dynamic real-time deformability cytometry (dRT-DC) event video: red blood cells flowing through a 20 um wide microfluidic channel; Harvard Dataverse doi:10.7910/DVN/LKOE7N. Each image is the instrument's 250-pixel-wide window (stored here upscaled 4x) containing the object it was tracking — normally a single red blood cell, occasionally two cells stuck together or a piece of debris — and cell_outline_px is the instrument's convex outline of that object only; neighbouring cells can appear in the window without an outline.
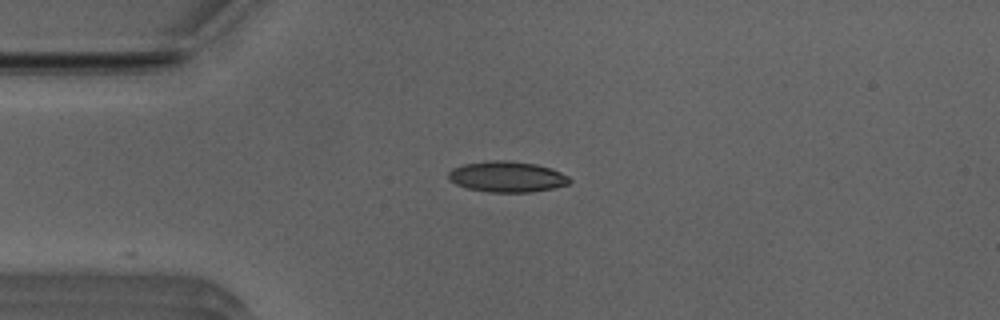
{"species": "Egyptian fruit bat (a non-hibernating species)", "species_latin": "Rousettus aegyptiacus", "temperature_condition": "room temperature", "stored_images_in_passage": 33, "camera_frame_rate_fps": 3000, "um_per_image_px": 0.085, "animal": {"sex": "male"}, "frame": {"image": 1, "passage_image": 1, "time_ms": 0.0, "image_size_px": [1000, 320], "cell_outline_px": [[572, 180], [568, 184], [552, 188], [532, 192], [492, 192], [468, 188], [456, 184], [448, 176], [448, 172], [452, 168], [464, 164], [488, 160], [508, 160], [536, 164], [552, 168], [568, 176]], "centroid_in_image_um": [43.11, 15.01], "position_along_channel_um": 41.9, "area_um2": 21.68}}
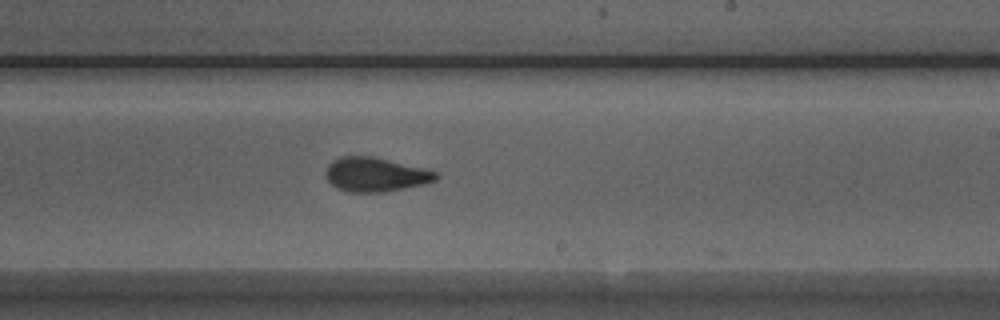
{"frame": {"image": 2, "passage_image": 19, "time_ms": 6.0, "image_size_px": [1000, 320], "cell_outline_px": [[440, 176], [436, 180], [424, 184], [384, 192], [348, 192], [336, 188], [328, 180], [328, 164], [332, 160], [340, 156], [376, 156], [440, 172]], "centroid_in_image_um": [31.97, 14.82], "position_along_channel_um": 257.0, "area_um2": 22.08}}
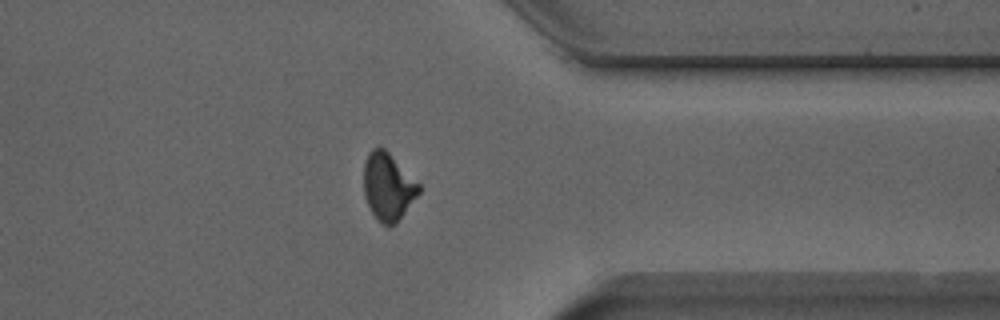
{"frame": {"image": 3, "passage_image": 29, "time_ms": 9.333, "image_size_px": [1000, 320], "cell_outline_px": [[420, 192], [396, 224], [384, 224], [376, 220], [368, 204], [364, 192], [364, 164], [368, 152], [372, 148], [384, 148], [420, 184]], "centroid_in_image_um": [32.98, 15.86], "position_along_channel_um": 378.4, "area_um2": 21.39}, "authors_computed_cell_mechanics": {"area_um2": 21.5016, "velocity_mm_per_s": 3.8973, "shape_relaxation_time_tau1_ms": null, "shape_relaxation_time_tau2_ms": 4.2031, "deformation_change_tau1": null, "deformation_change_tau2": 0.0637}}